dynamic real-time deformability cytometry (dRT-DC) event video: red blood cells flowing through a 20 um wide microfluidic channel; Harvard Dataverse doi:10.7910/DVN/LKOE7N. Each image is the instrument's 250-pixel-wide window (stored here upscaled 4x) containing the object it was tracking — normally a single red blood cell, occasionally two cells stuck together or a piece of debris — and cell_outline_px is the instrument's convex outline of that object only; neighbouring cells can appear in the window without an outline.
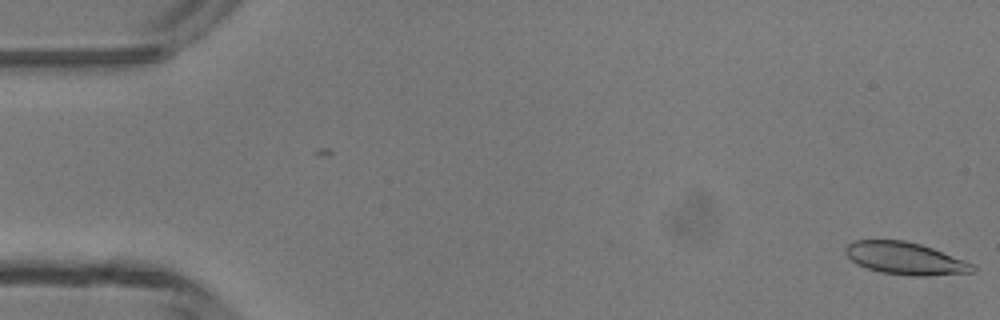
{"species": "common noctule bat (a hibernating species)", "species_latin": "Nyctalus noctula", "temperature_condition": "room temperature", "stored_images_in_passage": 6, "camera_frame_rate_fps": 3000, "um_per_image_px": 0.085, "animal": {"sex": "male", "body_mass_g": 13.3}, "frame": {"image": 1, "passage_image": 1, "time_ms": 0.0, "image_size_px": [1000, 320], "cell_outline_px": [[976, 272], [928, 276], [912, 276], [880, 272], [856, 264], [844, 252], [844, 248], [852, 240], [904, 240], [920, 244], [932, 248], [964, 260], [972, 264], [976, 268]], "centroid_in_image_um": [76.93, 21.97], "position_along_channel_um": 8.1, "area_um2": 23.99}}
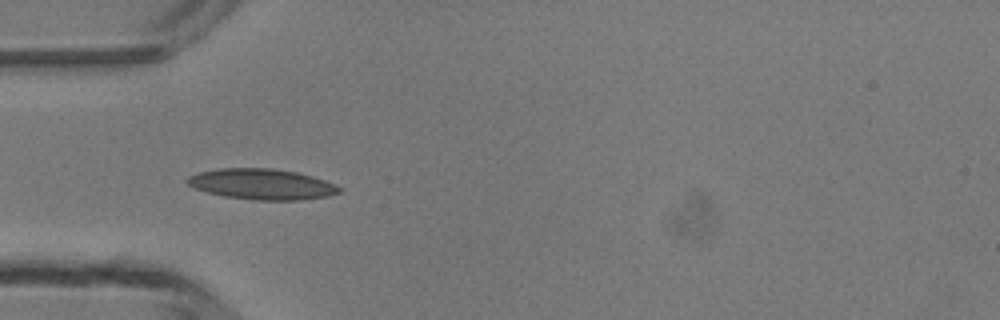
{"frame": {"image": 2, "passage_image": 5, "time_ms": 4.667, "image_size_px": [1000, 320], "cell_outline_px": [[340, 192], [328, 196], [300, 200], [256, 200], [224, 196], [208, 192], [196, 188], [188, 184], [184, 180], [188, 176], [200, 172], [220, 168], [272, 168], [296, 172], [312, 176], [324, 180], [340, 188]], "centroid_in_image_um": [22.23, 15.65], "position_along_channel_um": 62.8, "area_um2": 26.93}}
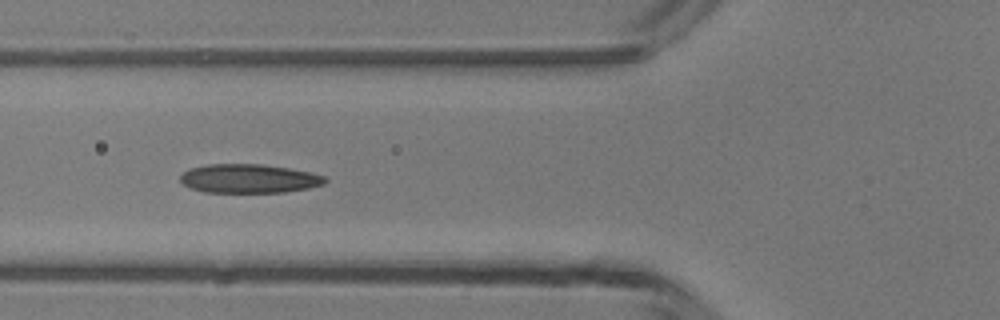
{"frame": {"image": 3, "passage_image": 6, "time_ms": 5.667, "image_size_px": [1000, 320], "cell_outline_px": [[328, 180], [324, 184], [308, 188], [284, 192], [204, 192], [192, 188], [184, 184], [180, 180], [180, 176], [188, 168], [208, 164], [260, 164], [288, 168], [308, 172], [324, 176]], "centroid_in_image_um": [21.14, 15.17], "position_along_channel_um": 104.7, "area_um2": 24.22}}